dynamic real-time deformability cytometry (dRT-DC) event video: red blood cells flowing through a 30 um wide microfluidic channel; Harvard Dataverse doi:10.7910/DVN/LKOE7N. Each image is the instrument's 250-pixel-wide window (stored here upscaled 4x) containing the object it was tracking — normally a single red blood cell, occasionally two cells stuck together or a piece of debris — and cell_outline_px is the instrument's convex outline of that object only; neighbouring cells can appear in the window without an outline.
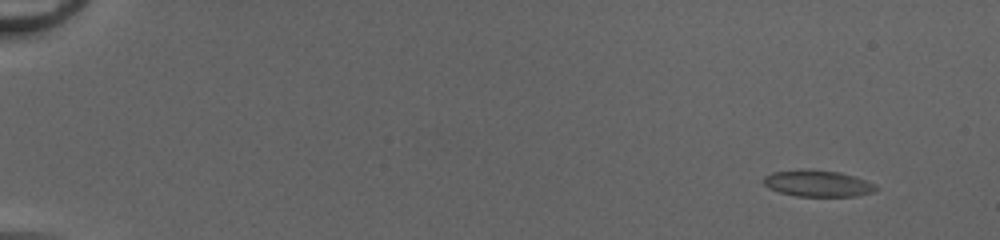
{"species": "common noctule bat (a hibernating species)", "species_latin": "Nyctalus noctula", "temperature_condition": "cold", "stored_images_in_passage": 52, "camera_frame_rate_fps": 3000, "um_per_image_px": 0.085, "animal": {"sex": "female", "body_mass_g": 20.0, "forearm_length_mm": 54.0}, "frame": {"image": 1, "passage_image": 5, "time_ms": 1.333, "image_size_px": [1000, 240], "cell_outline_px": [[880, 188], [872, 192], [856, 196], [796, 196], [780, 192], [768, 188], [764, 184], [764, 176], [772, 172], [800, 168], [804, 168], [840, 172], [856, 176], [876, 184]], "centroid_in_image_um": [69.52, 15.57], "position_along_channel_um": 15.5, "area_um2": 17.63}}
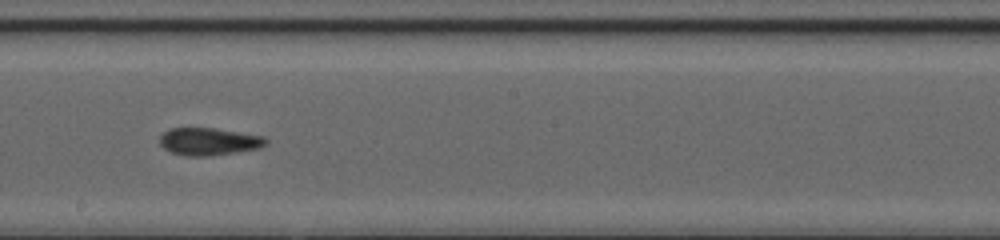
{"frame": {"image": 2, "passage_image": 32, "time_ms": 10.333, "image_size_px": [1000, 240], "cell_outline_px": [[268, 144], [260, 148], [236, 152], [208, 156], [188, 156], [168, 152], [160, 144], [160, 136], [168, 128], [212, 128], [264, 136], [268, 140]], "centroid_in_image_um": [17.75, 12.03], "position_along_channel_um": 230.5, "area_um2": 17.05}}
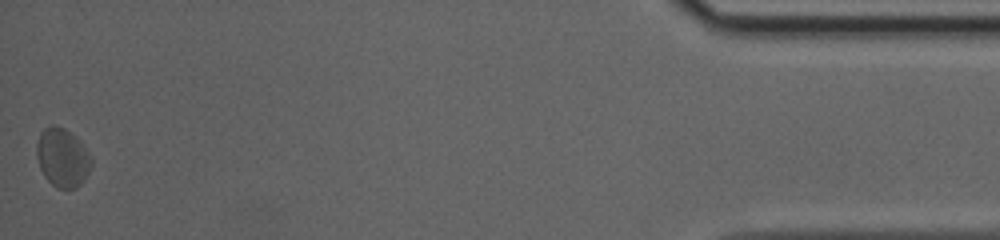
{"frame": {"image": 3, "passage_image": 52, "time_ms": 17.0, "image_size_px": [1000, 240], "cell_outline_px": [[92, 164], [88, 172], [80, 184], [76, 188], [56, 188], [44, 176], [40, 168], [36, 156], [36, 144], [40, 132], [48, 124], [52, 124], [64, 128], [92, 156]], "centroid_in_image_um": [5.27, 13.4], "position_along_channel_um": 429.9, "area_um2": 18.5}, "authors_computed_cell_mechanics": {"area_um2": 17.3978, "velocity_mm_per_s": 4.1776, "shape_relaxation_time_tau1_ms": 7.6496, "shape_relaxation_time_tau2_ms": 1.8547, "deformation_change_tau1": 0.1152, "deformation_change_tau2": 0.0567}}